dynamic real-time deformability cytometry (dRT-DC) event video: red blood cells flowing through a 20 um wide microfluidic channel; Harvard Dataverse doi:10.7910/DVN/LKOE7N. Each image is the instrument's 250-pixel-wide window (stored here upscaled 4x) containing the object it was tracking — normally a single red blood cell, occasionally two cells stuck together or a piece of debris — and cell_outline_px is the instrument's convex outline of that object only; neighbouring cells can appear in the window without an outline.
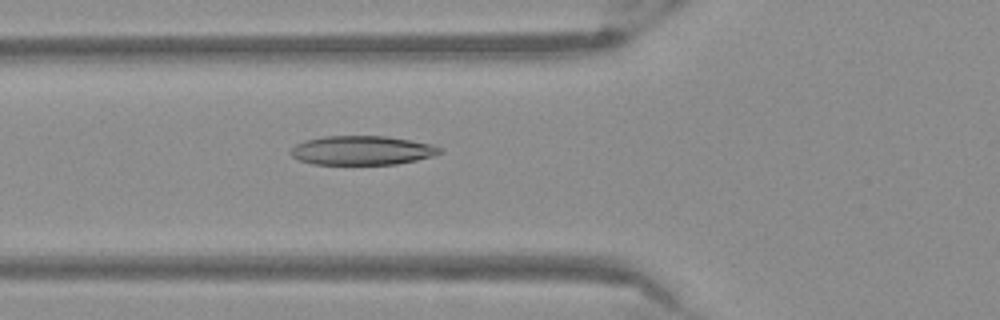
{"species": "Egyptian fruit bat (a non-hibernating species)", "species_latin": "Rousettus aegyptiacus", "temperature_condition": "warm", "stored_images_in_passage": 43, "camera_frame_rate_fps": 3000, "um_per_image_px": 0.085, "frame": {"image": 1, "passage_image": 10, "time_ms": 3.0, "image_size_px": [1000, 320], "cell_outline_px": [[444, 152], [432, 156], [416, 160], [396, 164], [312, 164], [300, 160], [292, 156], [288, 152], [296, 144], [304, 140], [324, 136], [388, 136], [432, 144], [440, 148]], "centroid_in_image_um": [30.76, 12.78], "position_along_channel_um": 95.0, "area_um2": 25.32}}
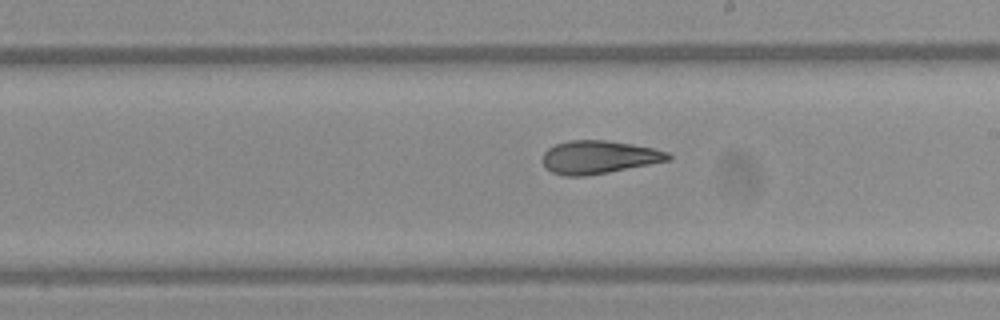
{"frame": {"image": 2, "passage_image": 21, "time_ms": 6.667, "image_size_px": [1000, 320], "cell_outline_px": [[672, 156], [668, 160], [608, 172], [584, 176], [564, 176], [552, 172], [544, 164], [544, 152], [548, 148], [556, 144], [572, 140], [608, 140], [632, 144], [652, 148], [668, 152]], "centroid_in_image_um": [50.89, 13.35], "position_along_channel_um": 238.1, "area_um2": 23.81}}
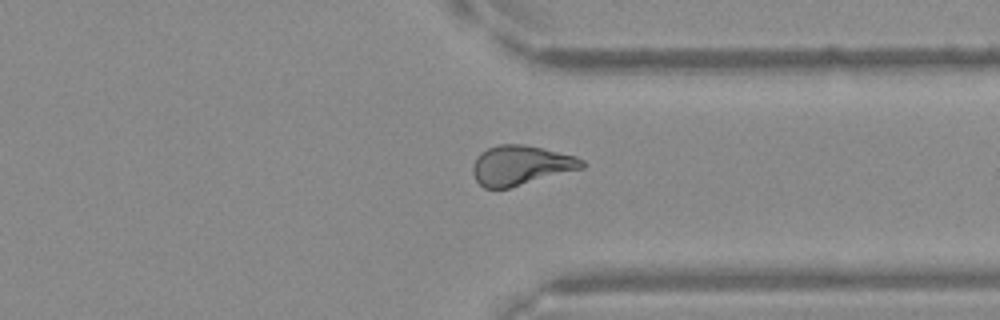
{"frame": {"image": 3, "passage_image": 31, "time_ms": 10.0, "image_size_px": [1000, 320], "cell_outline_px": [[588, 164], [584, 168], [508, 188], [484, 188], [476, 180], [472, 172], [472, 168], [476, 156], [480, 152], [488, 148], [500, 144], [524, 144], [576, 156], [584, 160]], "centroid_in_image_um": [44.28, 14.04], "position_along_channel_um": 367.1, "area_um2": 25.26}}